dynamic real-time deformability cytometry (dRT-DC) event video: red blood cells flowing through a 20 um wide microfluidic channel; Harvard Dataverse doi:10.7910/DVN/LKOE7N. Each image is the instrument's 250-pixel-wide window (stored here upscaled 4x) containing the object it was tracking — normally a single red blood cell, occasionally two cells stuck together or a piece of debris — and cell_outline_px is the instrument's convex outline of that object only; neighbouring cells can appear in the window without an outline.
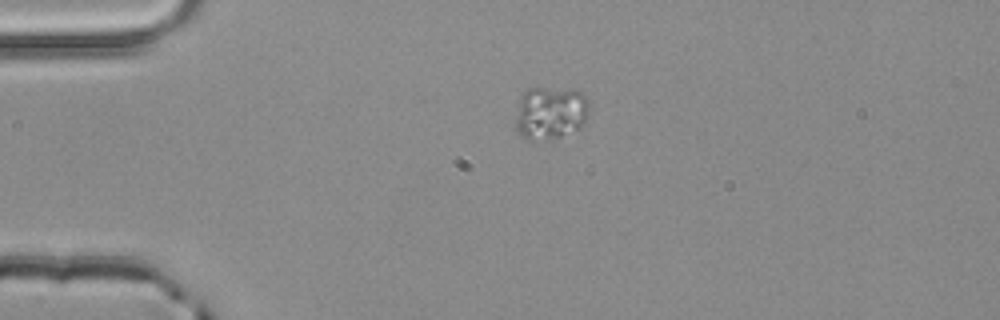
{"species": "common noctule bat (a hibernating species)", "species_latin": "Nyctalus noctula", "temperature_condition": "room temperature", "stored_images_in_passage": 2, "camera_frame_rate_fps": 3000, "um_per_image_px": 0.085, "animal": {"sex": "male", "body_mass_g": 20.4}, "frame": {"image": 1, "passage_image": 1, "time_ms": 0.0, "image_size_px": [1000, 320], "cell_outline_px": [[588, 116], [584, 124], [580, 128], [560, 136], [544, 140], [528, 140], [520, 136], [516, 132], [516, 116], [520, 96], [528, 88], [572, 88], [588, 96]], "centroid_in_image_um": [46.79, 9.58], "position_along_channel_um": 38.2, "area_um2": 23.18}}